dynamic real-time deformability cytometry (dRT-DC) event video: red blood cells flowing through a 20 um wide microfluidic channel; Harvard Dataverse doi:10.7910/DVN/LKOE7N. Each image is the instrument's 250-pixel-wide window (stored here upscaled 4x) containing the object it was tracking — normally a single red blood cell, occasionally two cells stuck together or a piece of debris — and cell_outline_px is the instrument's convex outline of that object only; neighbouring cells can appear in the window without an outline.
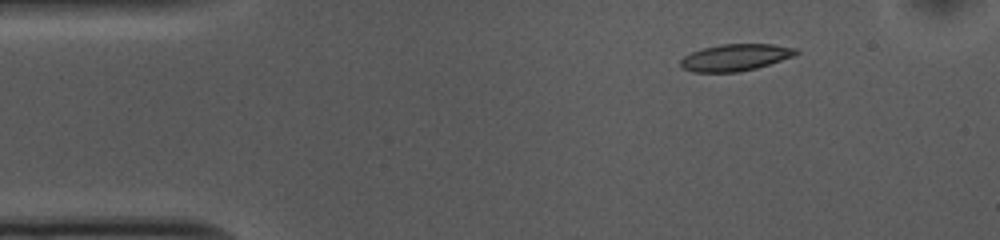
{"species": "common noctule bat (a hibernating species)", "species_latin": "Nyctalus noctula", "temperature_condition": "cold", "stored_images_in_passage": 47, "camera_frame_rate_fps": 3000, "um_per_image_px": 0.085, "animal": {"sex": "female", "body_mass_g": 10.0, "forearm_length_mm": 53.1}, "frame": {"image": 1, "passage_image": 1, "time_ms": 0.0, "image_size_px": [1000, 240], "cell_outline_px": [[800, 52], [792, 56], [756, 68], [740, 72], [692, 72], [684, 68], [680, 64], [680, 60], [684, 56], [692, 52], [704, 48], [720, 44], [772, 44], [796, 48]], "centroid_in_image_um": [62.49, 4.88], "position_along_channel_um": 22.5, "area_um2": 17.86}}
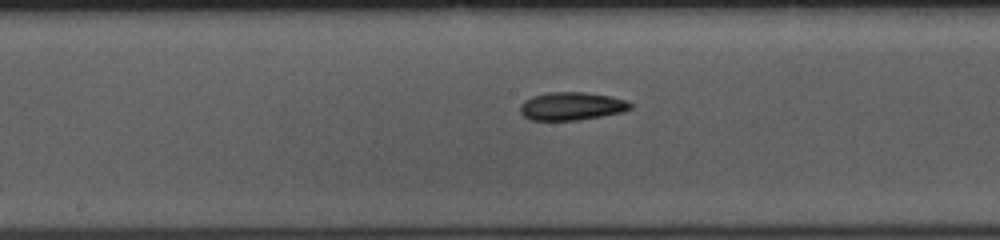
{"frame": {"image": 2, "passage_image": 20, "time_ms": 6.333, "image_size_px": [1000, 240], "cell_outline_px": [[632, 108], [624, 112], [576, 120], [532, 120], [524, 116], [520, 112], [520, 104], [524, 100], [532, 96], [548, 92], [584, 92], [612, 96], [628, 100], [632, 104]], "centroid_in_image_um": [48.61, 9.01], "position_along_channel_um": 199.6, "area_um2": 18.15}}
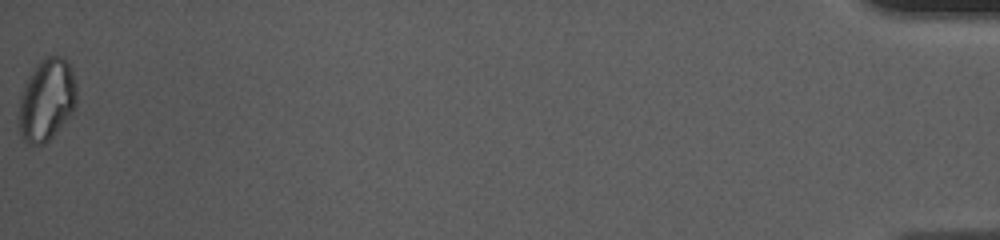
{"frame": {"image": 3, "passage_image": 47, "time_ms": 15.333, "image_size_px": [1000, 240], "cell_outline_px": [[76, 108], [52, 136], [44, 144], [28, 144], [20, 136], [20, 96], [24, 84], [28, 76], [36, 64], [44, 56], [64, 56], [68, 60], [72, 68], [76, 84]], "centroid_in_image_um": [3.99, 8.44], "position_along_channel_um": 431.2, "area_um2": 27.74}, "authors_computed_cell_mechanics": {"area_um2": 18.2648, "velocity_mm_per_s": 3.7273, "shape_relaxation_time_tau1_ms": 5.7811, "shape_relaxation_time_tau2_ms": 6.2192, "deformation_change_tau1": 0.1342, "deformation_change_tau2": 0.1273}}